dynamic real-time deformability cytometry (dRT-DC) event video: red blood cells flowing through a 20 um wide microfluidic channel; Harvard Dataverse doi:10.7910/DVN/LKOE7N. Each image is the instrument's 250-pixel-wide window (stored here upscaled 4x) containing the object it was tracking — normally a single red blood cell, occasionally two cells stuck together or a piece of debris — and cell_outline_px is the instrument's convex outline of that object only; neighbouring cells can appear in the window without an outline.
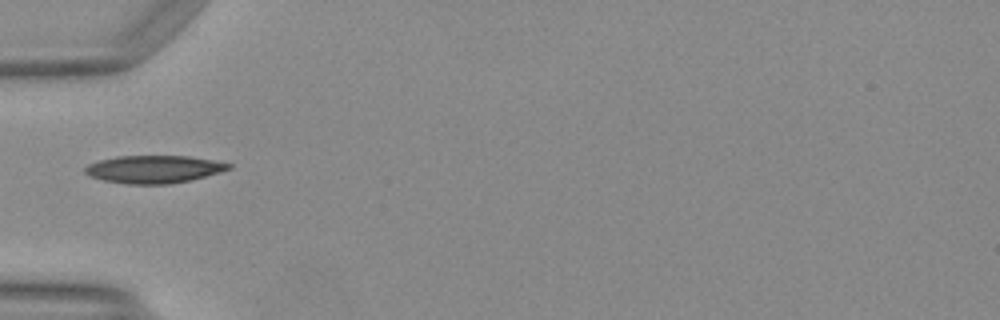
{"species": "Egyptian fruit bat (a non-hibernating species)", "species_latin": "Rousettus aegyptiacus", "temperature_condition": "warm", "stored_images_in_passage": 34, "camera_frame_rate_fps": 3000, "um_per_image_px": 0.085, "animal": {"sex": "female"}, "frame": {"image": 1, "passage_image": 1, "time_ms": 0.0, "image_size_px": [1000, 320], "cell_outline_px": [[232, 168], [220, 172], [192, 180], [168, 184], [128, 184], [104, 180], [92, 176], [84, 172], [84, 168], [88, 164], [100, 160], [116, 156], [188, 156], [212, 160], [232, 164]], "centroid_in_image_um": [13.09, 14.38], "position_along_channel_um": 71.9, "area_um2": 23.06}, "authors_computed_cell_mechanics": {"area_um2": 21.5883, "velocity_mm_per_s": 4.1578, "shape_relaxation_time_tau1_ms": 10.4161, "shape_relaxation_time_tau2_ms": 1.9284, "deformation_change_tau1": 0.2809, "deformation_change_tau2": 0.0663}}